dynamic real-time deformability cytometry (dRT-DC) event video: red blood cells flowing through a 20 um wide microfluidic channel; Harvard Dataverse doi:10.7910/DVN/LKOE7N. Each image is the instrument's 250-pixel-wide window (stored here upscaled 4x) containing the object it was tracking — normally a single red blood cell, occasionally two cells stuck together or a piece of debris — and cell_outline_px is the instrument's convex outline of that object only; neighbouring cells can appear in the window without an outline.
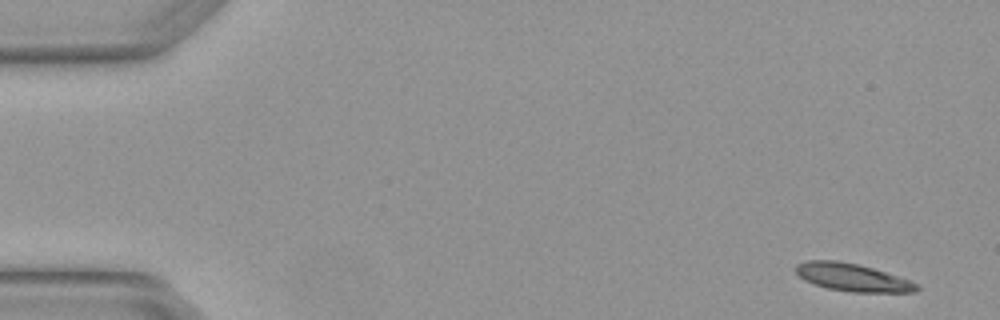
{"species": "Egyptian fruit bat (a non-hibernating species)", "species_latin": "Rousettus aegyptiacus", "temperature_condition": "warm", "stored_images_in_passage": 4, "camera_frame_rate_fps": 3000, "um_per_image_px": 0.085, "animal": {"sex": "female"}, "frame": {"image": 1, "passage_image": 1, "time_ms": 0.0, "image_size_px": [1000, 320], "cell_outline_px": [[920, 288], [916, 292], [852, 292], [828, 288], [804, 280], [796, 272], [796, 264], [808, 260], [836, 260], [856, 264], [872, 268], [908, 280], [916, 284]], "centroid_in_image_um": [72.43, 23.58], "position_along_channel_um": 12.6, "area_um2": 19.13}}
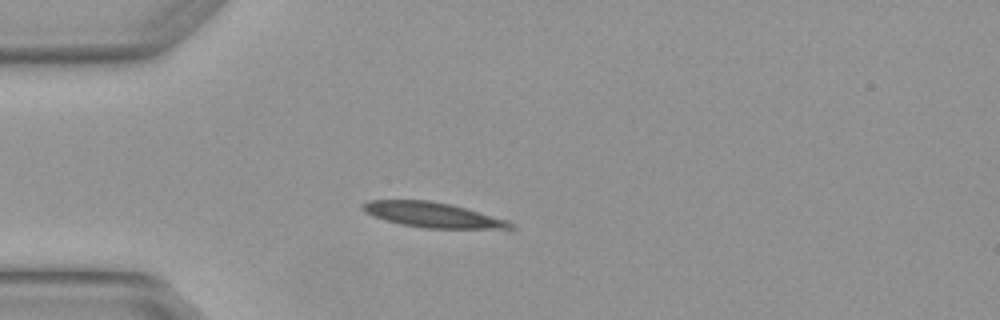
{"frame": {"image": 2, "passage_image": 4, "time_ms": 1.0, "image_size_px": [1000, 320], "cell_outline_px": [[516, 228], [508, 232], [424, 228], [400, 224], [372, 216], [364, 212], [360, 208], [360, 204], [368, 200], [428, 200], [452, 204], [508, 220], [516, 224]], "centroid_in_image_um": [36.98, 18.32], "position_along_channel_um": 48.0, "area_um2": 23.0}}